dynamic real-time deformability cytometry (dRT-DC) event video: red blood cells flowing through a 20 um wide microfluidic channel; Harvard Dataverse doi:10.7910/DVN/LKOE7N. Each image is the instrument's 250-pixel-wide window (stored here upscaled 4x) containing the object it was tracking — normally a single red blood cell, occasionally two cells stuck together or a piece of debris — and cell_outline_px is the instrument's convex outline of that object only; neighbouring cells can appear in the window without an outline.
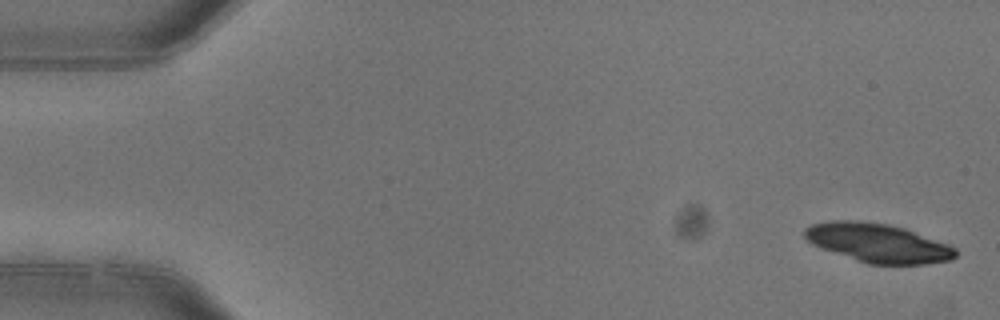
{"species": "common noctule bat (a hibernating species)", "species_latin": "Nyctalus noctula", "temperature_condition": "warm", "stored_images_in_passage": 5, "camera_frame_rate_fps": 3000, "um_per_image_px": 0.085, "animal": {"sex": "female"}, "frame": {"image": 1, "passage_image": 1, "time_ms": 0.0, "image_size_px": [1000, 320], "cell_outline_px": [[956, 256], [952, 260], [924, 264], [868, 264], [820, 248], [812, 244], [804, 236], [804, 228], [812, 224], [832, 220], [860, 220], [888, 224], [904, 228], [948, 244], [956, 248]], "centroid_in_image_um": [74.6, 20.65], "position_along_channel_um": 10.4, "area_um2": 34.22}}